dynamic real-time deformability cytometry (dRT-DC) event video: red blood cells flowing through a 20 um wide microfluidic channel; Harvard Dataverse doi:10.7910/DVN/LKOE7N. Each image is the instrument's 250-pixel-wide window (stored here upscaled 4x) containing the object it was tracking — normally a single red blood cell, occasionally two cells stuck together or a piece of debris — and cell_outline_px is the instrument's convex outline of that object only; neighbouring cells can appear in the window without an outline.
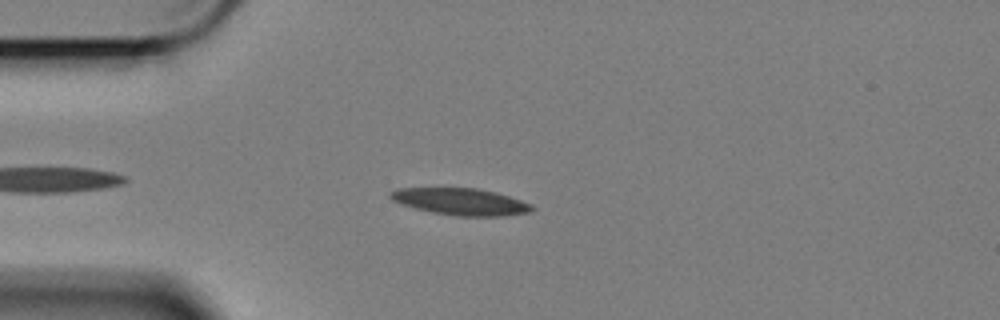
{"species": "Egyptian fruit bat (a non-hibernating species)", "species_latin": "Rousettus aegyptiacus", "temperature_condition": "cold", "stored_images_in_passage": 46, "camera_frame_rate_fps": 3000, "um_per_image_px": 0.085, "animal": {"sex": "female"}, "frame": {"image": 1, "passage_image": 6, "time_ms": 1.667, "image_size_px": [1000, 320], "cell_outline_px": [[536, 208], [532, 212], [504, 216], [456, 216], [432, 212], [400, 204], [392, 200], [388, 196], [388, 192], [396, 188], [476, 188], [496, 192], [532, 204]], "centroid_in_image_um": [39.16, 17.14], "position_along_channel_um": 45.8, "area_um2": 22.31}}
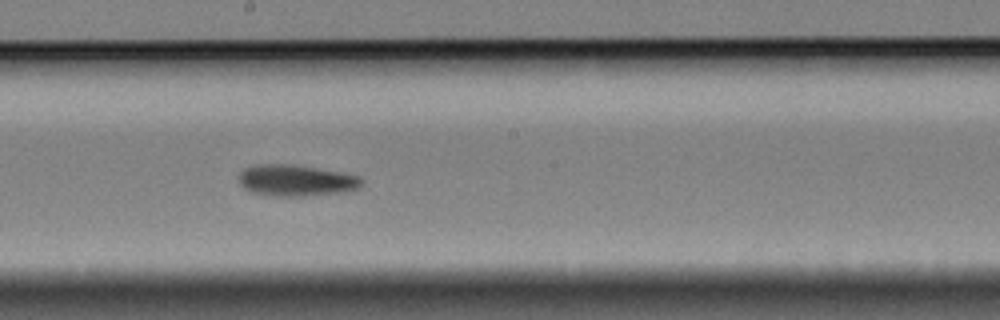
{"frame": {"image": 2, "passage_image": 23, "time_ms": 7.333, "image_size_px": [1000, 320], "cell_outline_px": [[364, 184], [360, 188], [344, 192], [300, 196], [272, 196], [252, 192], [244, 188], [240, 184], [236, 176], [244, 168], [256, 164], [292, 164], [340, 172], [360, 176], [364, 180]], "centroid_in_image_um": [25.16, 15.33], "position_along_channel_um": 223.0, "area_um2": 22.72}}
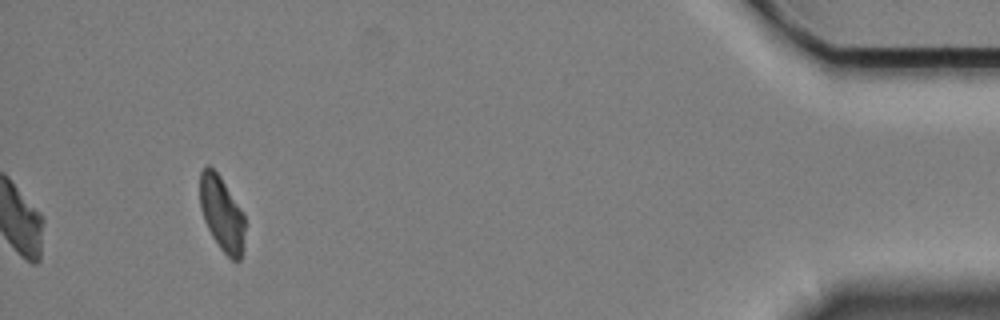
{"frame": {"image": 3, "passage_image": 46, "time_ms": 15.0, "image_size_px": [1000, 320], "cell_outline_px": [[244, 248], [240, 260], [236, 264], [220, 248], [212, 236], [204, 220], [200, 208], [200, 172], [208, 164], [220, 176], [244, 212]], "centroid_in_image_um": [18.87, 18.19], "position_along_channel_um": 416.3, "area_um2": 19.77}, "authors_computed_cell_mechanics": {"area_um2": 22.1374, "velocity_mm_per_s": 3.3926, "shape_relaxation_time_tau1_ms": 6.698, "shape_relaxation_time_tau2_ms": 6.437, "deformation_change_tau1": 0.1422, "deformation_change_tau2": 0.1357}}